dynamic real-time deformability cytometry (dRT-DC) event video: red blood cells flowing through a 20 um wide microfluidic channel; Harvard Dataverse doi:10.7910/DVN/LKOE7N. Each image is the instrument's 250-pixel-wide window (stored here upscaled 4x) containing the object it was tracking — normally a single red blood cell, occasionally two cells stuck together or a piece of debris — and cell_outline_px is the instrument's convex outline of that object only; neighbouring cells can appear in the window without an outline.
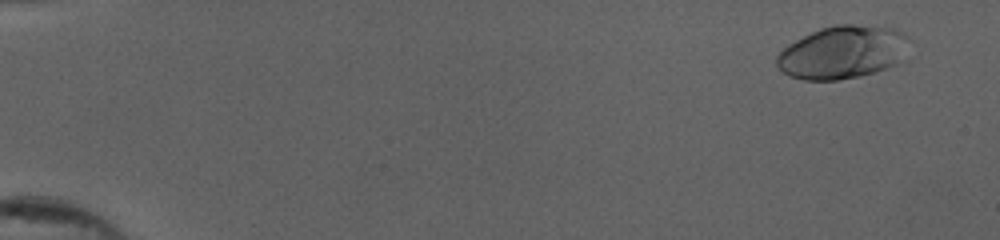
{"species": "human", "species_latin": "Homo sapiens", "temperature_condition": "cold", "stored_images_in_passage": 52, "camera_frame_rate_fps": 3000, "um_per_image_px": 0.085, "donor": {"sex": "female"}, "frame": {"image": 1, "passage_image": 4, "time_ms": 1.0, "image_size_px": [1000, 240], "cell_outline_px": [[912, 40], [896, 64], [888, 68], [856, 76], [836, 80], [804, 80], [788, 76], [776, 64], [776, 56], [788, 44], [820, 28], [836, 24], [852, 24], [892, 28], [904, 32]], "centroid_in_image_um": [71.62, 4.43], "position_along_channel_um": 13.4, "area_um2": 40.69}}
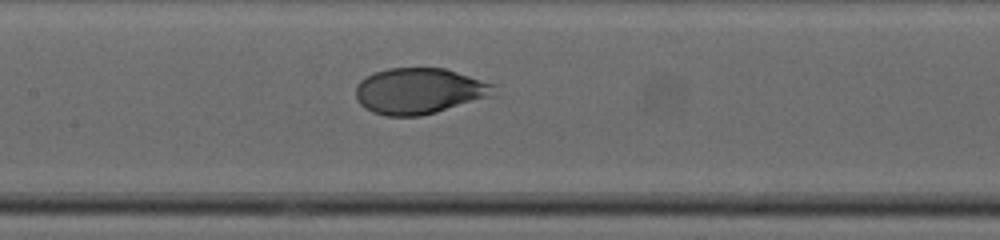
{"frame": {"image": 2, "passage_image": 29, "time_ms": 9.333, "image_size_px": [1000, 240], "cell_outline_px": [[496, 96], [436, 112], [420, 116], [384, 116], [372, 112], [364, 108], [360, 104], [356, 96], [356, 84], [364, 76], [388, 68], [444, 68], [496, 84]], "centroid_in_image_um": [35.67, 7.74], "position_along_channel_um": 171.7, "area_um2": 37.45}}
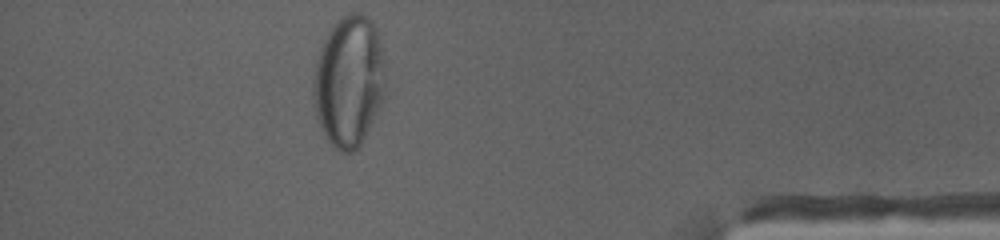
{"frame": {"image": 3, "passage_image": 50, "time_ms": 16.333, "image_size_px": [1000, 240], "cell_outline_px": [[384, 100], [360, 144], [352, 152], [340, 152], [324, 136], [316, 120], [312, 100], [312, 80], [316, 60], [320, 48], [328, 32], [340, 16], [348, 12], [360, 12], [368, 16], [372, 20], [376, 28], [380, 40], [384, 60]], "centroid_in_image_um": [29.63, 6.88], "position_along_channel_um": 405.6, "area_um2": 55.83}, "authors_computed_cell_mechanics": {"area_um2": 39.2173, "velocity_mm_per_s": 3.8322, "shape_relaxation_time_tau1_ms": 3.6402, "shape_relaxation_time_tau2_ms": null, "deformation_change_tau1": 0.1878, "deformation_change_tau2": null}}